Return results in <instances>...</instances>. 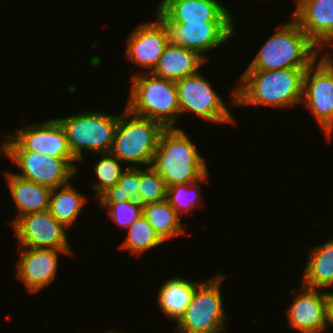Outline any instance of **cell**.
Wrapping results in <instances>:
<instances>
[{
  "label": "cell",
  "mask_w": 333,
  "mask_h": 333,
  "mask_svg": "<svg viewBox=\"0 0 333 333\" xmlns=\"http://www.w3.org/2000/svg\"><path fill=\"white\" fill-rule=\"evenodd\" d=\"M307 68L245 70L230 95L231 106L262 105L288 108L302 103Z\"/></svg>",
  "instance_id": "1"
},
{
  "label": "cell",
  "mask_w": 333,
  "mask_h": 333,
  "mask_svg": "<svg viewBox=\"0 0 333 333\" xmlns=\"http://www.w3.org/2000/svg\"><path fill=\"white\" fill-rule=\"evenodd\" d=\"M204 159L182 128L171 127L162 131L150 167L169 187L203 178L209 173Z\"/></svg>",
  "instance_id": "2"
},
{
  "label": "cell",
  "mask_w": 333,
  "mask_h": 333,
  "mask_svg": "<svg viewBox=\"0 0 333 333\" xmlns=\"http://www.w3.org/2000/svg\"><path fill=\"white\" fill-rule=\"evenodd\" d=\"M318 50L319 47L293 19L276 28L246 70L308 68L321 56Z\"/></svg>",
  "instance_id": "3"
},
{
  "label": "cell",
  "mask_w": 333,
  "mask_h": 333,
  "mask_svg": "<svg viewBox=\"0 0 333 333\" xmlns=\"http://www.w3.org/2000/svg\"><path fill=\"white\" fill-rule=\"evenodd\" d=\"M130 90L126 104L130 112L157 121L165 128L176 127L180 107L174 81L157 77L150 72L136 73L131 77Z\"/></svg>",
  "instance_id": "4"
},
{
  "label": "cell",
  "mask_w": 333,
  "mask_h": 333,
  "mask_svg": "<svg viewBox=\"0 0 333 333\" xmlns=\"http://www.w3.org/2000/svg\"><path fill=\"white\" fill-rule=\"evenodd\" d=\"M119 116L110 153L127 167L151 166L158 142L165 127L154 120L137 116L126 107ZM134 164V165H133Z\"/></svg>",
  "instance_id": "5"
},
{
  "label": "cell",
  "mask_w": 333,
  "mask_h": 333,
  "mask_svg": "<svg viewBox=\"0 0 333 333\" xmlns=\"http://www.w3.org/2000/svg\"><path fill=\"white\" fill-rule=\"evenodd\" d=\"M119 116L101 111H82L56 119L65 130L74 158L80 162L85 150L96 153V155L111 151Z\"/></svg>",
  "instance_id": "6"
},
{
  "label": "cell",
  "mask_w": 333,
  "mask_h": 333,
  "mask_svg": "<svg viewBox=\"0 0 333 333\" xmlns=\"http://www.w3.org/2000/svg\"><path fill=\"white\" fill-rule=\"evenodd\" d=\"M225 275L216 274L201 281L190 304L176 322V333H222L226 328L224 302L220 292Z\"/></svg>",
  "instance_id": "7"
},
{
  "label": "cell",
  "mask_w": 333,
  "mask_h": 333,
  "mask_svg": "<svg viewBox=\"0 0 333 333\" xmlns=\"http://www.w3.org/2000/svg\"><path fill=\"white\" fill-rule=\"evenodd\" d=\"M5 137L0 151H34L64 159L76 172L78 162L72 154L66 133L56 118L38 124H28Z\"/></svg>",
  "instance_id": "8"
},
{
  "label": "cell",
  "mask_w": 333,
  "mask_h": 333,
  "mask_svg": "<svg viewBox=\"0 0 333 333\" xmlns=\"http://www.w3.org/2000/svg\"><path fill=\"white\" fill-rule=\"evenodd\" d=\"M203 76L198 72L175 82L180 115L191 111L208 122L235 123L233 113Z\"/></svg>",
  "instance_id": "9"
},
{
  "label": "cell",
  "mask_w": 333,
  "mask_h": 333,
  "mask_svg": "<svg viewBox=\"0 0 333 333\" xmlns=\"http://www.w3.org/2000/svg\"><path fill=\"white\" fill-rule=\"evenodd\" d=\"M301 104L311 111L329 140L333 132V64L324 55L305 71Z\"/></svg>",
  "instance_id": "10"
},
{
  "label": "cell",
  "mask_w": 333,
  "mask_h": 333,
  "mask_svg": "<svg viewBox=\"0 0 333 333\" xmlns=\"http://www.w3.org/2000/svg\"><path fill=\"white\" fill-rule=\"evenodd\" d=\"M12 227L19 247L72 251L66 227L48 210L24 215Z\"/></svg>",
  "instance_id": "11"
},
{
  "label": "cell",
  "mask_w": 333,
  "mask_h": 333,
  "mask_svg": "<svg viewBox=\"0 0 333 333\" xmlns=\"http://www.w3.org/2000/svg\"><path fill=\"white\" fill-rule=\"evenodd\" d=\"M21 170L17 176L47 186L51 189L63 186L78 173L61 158L34 151H0Z\"/></svg>",
  "instance_id": "12"
},
{
  "label": "cell",
  "mask_w": 333,
  "mask_h": 333,
  "mask_svg": "<svg viewBox=\"0 0 333 333\" xmlns=\"http://www.w3.org/2000/svg\"><path fill=\"white\" fill-rule=\"evenodd\" d=\"M156 21L142 23L132 30L126 40V58L129 62L138 64L141 69L152 72L170 42L168 25L155 13Z\"/></svg>",
  "instance_id": "13"
},
{
  "label": "cell",
  "mask_w": 333,
  "mask_h": 333,
  "mask_svg": "<svg viewBox=\"0 0 333 333\" xmlns=\"http://www.w3.org/2000/svg\"><path fill=\"white\" fill-rule=\"evenodd\" d=\"M171 41L185 48L197 51L202 57L235 35L233 22H189L166 23Z\"/></svg>",
  "instance_id": "14"
},
{
  "label": "cell",
  "mask_w": 333,
  "mask_h": 333,
  "mask_svg": "<svg viewBox=\"0 0 333 333\" xmlns=\"http://www.w3.org/2000/svg\"><path fill=\"white\" fill-rule=\"evenodd\" d=\"M302 286L286 310L288 325L300 333H323L328 328V294Z\"/></svg>",
  "instance_id": "15"
},
{
  "label": "cell",
  "mask_w": 333,
  "mask_h": 333,
  "mask_svg": "<svg viewBox=\"0 0 333 333\" xmlns=\"http://www.w3.org/2000/svg\"><path fill=\"white\" fill-rule=\"evenodd\" d=\"M21 251L16 262V275L29 292L36 293L47 287L56 278L58 255H73L72 251L19 247ZM46 286V287H45Z\"/></svg>",
  "instance_id": "16"
},
{
  "label": "cell",
  "mask_w": 333,
  "mask_h": 333,
  "mask_svg": "<svg viewBox=\"0 0 333 333\" xmlns=\"http://www.w3.org/2000/svg\"><path fill=\"white\" fill-rule=\"evenodd\" d=\"M156 8L165 23L234 22L218 0H161Z\"/></svg>",
  "instance_id": "17"
},
{
  "label": "cell",
  "mask_w": 333,
  "mask_h": 333,
  "mask_svg": "<svg viewBox=\"0 0 333 333\" xmlns=\"http://www.w3.org/2000/svg\"><path fill=\"white\" fill-rule=\"evenodd\" d=\"M292 19L321 50L333 41V0H295Z\"/></svg>",
  "instance_id": "18"
},
{
  "label": "cell",
  "mask_w": 333,
  "mask_h": 333,
  "mask_svg": "<svg viewBox=\"0 0 333 333\" xmlns=\"http://www.w3.org/2000/svg\"><path fill=\"white\" fill-rule=\"evenodd\" d=\"M207 56L202 57L197 51L185 48L170 40L166 45L158 65L151 72L157 77L177 82L198 73V68L207 63Z\"/></svg>",
  "instance_id": "19"
},
{
  "label": "cell",
  "mask_w": 333,
  "mask_h": 333,
  "mask_svg": "<svg viewBox=\"0 0 333 333\" xmlns=\"http://www.w3.org/2000/svg\"><path fill=\"white\" fill-rule=\"evenodd\" d=\"M6 179L19 211L11 220V226L24 215L48 210L51 188L23 179L13 172H7Z\"/></svg>",
  "instance_id": "20"
},
{
  "label": "cell",
  "mask_w": 333,
  "mask_h": 333,
  "mask_svg": "<svg viewBox=\"0 0 333 333\" xmlns=\"http://www.w3.org/2000/svg\"><path fill=\"white\" fill-rule=\"evenodd\" d=\"M199 281H189L181 277L166 280L158 290L157 303L166 317L178 321L191 302L192 295Z\"/></svg>",
  "instance_id": "21"
},
{
  "label": "cell",
  "mask_w": 333,
  "mask_h": 333,
  "mask_svg": "<svg viewBox=\"0 0 333 333\" xmlns=\"http://www.w3.org/2000/svg\"><path fill=\"white\" fill-rule=\"evenodd\" d=\"M308 261L302 273V286L326 289L333 285V239L308 249Z\"/></svg>",
  "instance_id": "22"
},
{
  "label": "cell",
  "mask_w": 333,
  "mask_h": 333,
  "mask_svg": "<svg viewBox=\"0 0 333 333\" xmlns=\"http://www.w3.org/2000/svg\"><path fill=\"white\" fill-rule=\"evenodd\" d=\"M85 203L87 197L67 183L51 190L48 211L59 223L69 228L78 219Z\"/></svg>",
  "instance_id": "23"
},
{
  "label": "cell",
  "mask_w": 333,
  "mask_h": 333,
  "mask_svg": "<svg viewBox=\"0 0 333 333\" xmlns=\"http://www.w3.org/2000/svg\"><path fill=\"white\" fill-rule=\"evenodd\" d=\"M142 215L152 225L158 236L165 242L186 233L181 216L167 199L142 206Z\"/></svg>",
  "instance_id": "24"
},
{
  "label": "cell",
  "mask_w": 333,
  "mask_h": 333,
  "mask_svg": "<svg viewBox=\"0 0 333 333\" xmlns=\"http://www.w3.org/2000/svg\"><path fill=\"white\" fill-rule=\"evenodd\" d=\"M125 171L121 174L118 184H115L105 191L98 199V203H119L129 201L140 204V168L124 167Z\"/></svg>",
  "instance_id": "25"
},
{
  "label": "cell",
  "mask_w": 333,
  "mask_h": 333,
  "mask_svg": "<svg viewBox=\"0 0 333 333\" xmlns=\"http://www.w3.org/2000/svg\"><path fill=\"white\" fill-rule=\"evenodd\" d=\"M127 230V236L120 248L127 249L132 254L136 253V256L164 242L143 215L133 222Z\"/></svg>",
  "instance_id": "26"
},
{
  "label": "cell",
  "mask_w": 333,
  "mask_h": 333,
  "mask_svg": "<svg viewBox=\"0 0 333 333\" xmlns=\"http://www.w3.org/2000/svg\"><path fill=\"white\" fill-rule=\"evenodd\" d=\"M207 180L208 173L196 182L169 186L167 187L166 199L180 216L189 211L191 213V210L197 209L196 204L200 202L199 200H202L199 184Z\"/></svg>",
  "instance_id": "27"
},
{
  "label": "cell",
  "mask_w": 333,
  "mask_h": 333,
  "mask_svg": "<svg viewBox=\"0 0 333 333\" xmlns=\"http://www.w3.org/2000/svg\"><path fill=\"white\" fill-rule=\"evenodd\" d=\"M120 163L121 161L110 152L102 153V159L94 166V172L99 180L94 184L92 183V188L96 192V199L109 188L118 184L121 174L125 171Z\"/></svg>",
  "instance_id": "28"
},
{
  "label": "cell",
  "mask_w": 333,
  "mask_h": 333,
  "mask_svg": "<svg viewBox=\"0 0 333 333\" xmlns=\"http://www.w3.org/2000/svg\"><path fill=\"white\" fill-rule=\"evenodd\" d=\"M141 168L138 189L140 204L143 206L166 199L167 187L164 180L151 167Z\"/></svg>",
  "instance_id": "29"
},
{
  "label": "cell",
  "mask_w": 333,
  "mask_h": 333,
  "mask_svg": "<svg viewBox=\"0 0 333 333\" xmlns=\"http://www.w3.org/2000/svg\"><path fill=\"white\" fill-rule=\"evenodd\" d=\"M106 209L108 208V215L119 226L128 228L142 215V205L131 203L129 201L119 203H100Z\"/></svg>",
  "instance_id": "30"
},
{
  "label": "cell",
  "mask_w": 333,
  "mask_h": 333,
  "mask_svg": "<svg viewBox=\"0 0 333 333\" xmlns=\"http://www.w3.org/2000/svg\"><path fill=\"white\" fill-rule=\"evenodd\" d=\"M328 324L333 327V295L328 294Z\"/></svg>",
  "instance_id": "31"
},
{
  "label": "cell",
  "mask_w": 333,
  "mask_h": 333,
  "mask_svg": "<svg viewBox=\"0 0 333 333\" xmlns=\"http://www.w3.org/2000/svg\"><path fill=\"white\" fill-rule=\"evenodd\" d=\"M331 46H333V41L330 43ZM332 64H333V57L331 58L330 53L328 54L327 52L323 54ZM330 55V56H329Z\"/></svg>",
  "instance_id": "32"
},
{
  "label": "cell",
  "mask_w": 333,
  "mask_h": 333,
  "mask_svg": "<svg viewBox=\"0 0 333 333\" xmlns=\"http://www.w3.org/2000/svg\"><path fill=\"white\" fill-rule=\"evenodd\" d=\"M107 333H122V332H114L113 330L111 331H109V332H107Z\"/></svg>",
  "instance_id": "33"
},
{
  "label": "cell",
  "mask_w": 333,
  "mask_h": 333,
  "mask_svg": "<svg viewBox=\"0 0 333 333\" xmlns=\"http://www.w3.org/2000/svg\"><path fill=\"white\" fill-rule=\"evenodd\" d=\"M332 287H333V285L330 288H332ZM327 294H332L333 295V292H327Z\"/></svg>",
  "instance_id": "34"
}]
</instances>
